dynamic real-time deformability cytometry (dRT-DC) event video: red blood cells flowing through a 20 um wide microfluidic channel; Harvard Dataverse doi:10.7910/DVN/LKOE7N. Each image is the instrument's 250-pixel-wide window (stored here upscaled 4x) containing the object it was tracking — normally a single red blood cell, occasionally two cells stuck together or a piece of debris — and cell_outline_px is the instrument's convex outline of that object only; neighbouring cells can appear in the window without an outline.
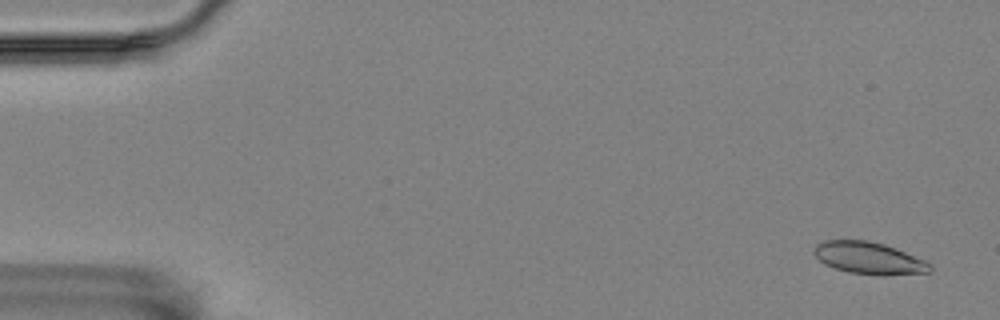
{"species": "Egyptian fruit bat (a non-hibernating species)", "species_latin": "Rousettus aegyptiacus", "temperature_condition": "room temperature", "stored_images_in_passage": 13, "camera_frame_rate_fps": 3000, "um_per_image_px": 0.085, "animal": {"sex": "female"}, "frame": {"image": 1, "passage_image": 3, "time_ms": 0.667, "image_size_px": [1000, 320], "cell_outline_px": [[932, 272], [884, 276], [880, 276], [848, 272], [824, 264], [812, 252], [816, 244], [824, 240], [868, 240], [884, 244], [924, 260], [932, 264]], "centroid_in_image_um": [73.86, 21.95], "position_along_channel_um": 11.1, "area_um2": 21.79}}